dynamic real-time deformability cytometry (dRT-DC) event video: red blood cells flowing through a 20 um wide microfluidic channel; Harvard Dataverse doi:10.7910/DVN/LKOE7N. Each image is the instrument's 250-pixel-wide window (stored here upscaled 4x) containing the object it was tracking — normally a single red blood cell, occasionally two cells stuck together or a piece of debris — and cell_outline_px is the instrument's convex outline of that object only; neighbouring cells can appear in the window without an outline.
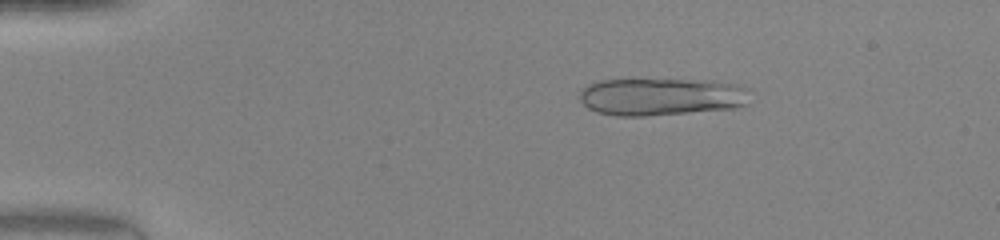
{"species": "human", "species_latin": "Homo sapiens", "temperature_condition": "warm", "stored_images_in_passage": 48, "camera_frame_rate_fps": 3000, "um_per_image_px": 0.085, "donor": {"sex": "female"}, "frame": {"image": 1, "passage_image": 9, "time_ms": 2.667, "image_size_px": [1000, 240], "cell_outline_px": [[748, 104], [736, 108], [644, 116], [616, 116], [596, 112], [588, 108], [580, 100], [580, 88], [588, 84], [600, 80], [716, 80], [740, 84], [748, 88]], "centroid_in_image_um": [56.24, 8.21], "position_along_channel_um": 28.8, "area_um2": 37.63}}
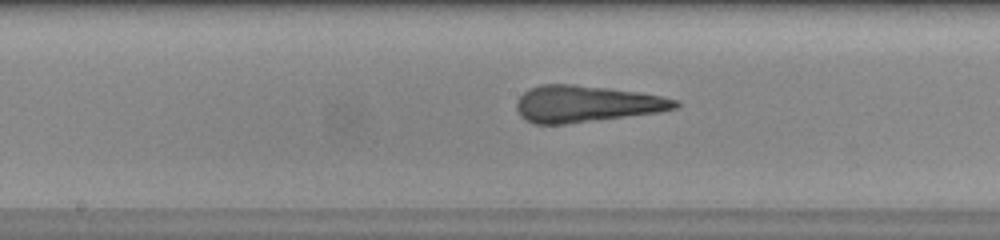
{"frame": {"image": 2, "passage_image": 26, "time_ms": 8.333, "image_size_px": [1000, 240], "cell_outline_px": [[680, 104], [676, 108], [660, 112], [564, 124], [532, 124], [524, 120], [520, 116], [516, 108], [516, 100], [528, 88], [540, 84], [572, 84], [608, 88], [636, 92], [660, 96], [680, 100]], "centroid_in_image_um": [49.78, 8.83], "position_along_channel_um": 198.4, "area_um2": 33.93}}
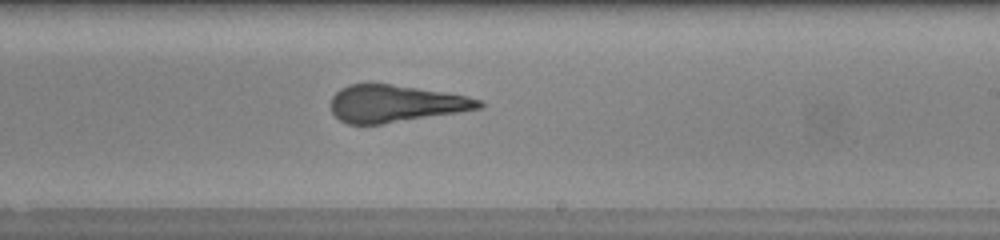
{"frame": {"image": 3, "passage_image": 30, "time_ms": 9.667, "image_size_px": [1000, 240], "cell_outline_px": [[484, 108], [460, 112], [384, 124], [348, 124], [340, 120], [332, 112], [332, 96], [340, 88], [348, 84], [392, 84], [444, 92], [468, 96], [484, 100]], "centroid_in_image_um": [33.66, 8.81], "position_along_channel_um": 255.3, "area_um2": 32.19}, "authors_computed_cell_mechanics": {"area_um2": 33.8708, "velocity_mm_per_s": 4.2964, "shape_relaxation_time_tau1_ms": 8.9542, "shape_relaxation_time_tau2_ms": 1.032, "deformation_change_tau1": 0.3367, "deformation_change_tau2": 0.1081}}